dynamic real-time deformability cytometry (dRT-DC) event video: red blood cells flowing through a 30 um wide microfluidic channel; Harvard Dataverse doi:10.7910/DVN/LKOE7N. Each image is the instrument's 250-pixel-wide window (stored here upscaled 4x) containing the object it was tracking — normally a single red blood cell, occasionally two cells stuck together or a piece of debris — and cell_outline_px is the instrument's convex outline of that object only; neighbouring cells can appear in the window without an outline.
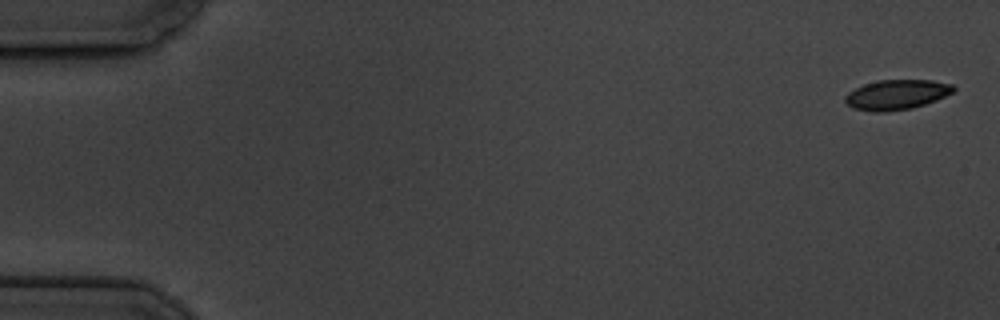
{"species": "common noctule bat (a hibernating species)", "species_latin": "Nyctalus noctula", "temperature_condition": "cold", "stored_images_in_passage": 5, "camera_frame_rate_fps": 3000, "um_per_image_px": 0.085, "animal": {"sex": "male", "body_mass_g": 19.5, "forearm_length_mm": 54.6}, "frame": {"image": 1, "passage_image": 1, "time_ms": 0.0, "image_size_px": [1000, 320], "cell_outline_px": [[956, 88], [952, 92], [936, 100], [912, 108], [888, 112], [872, 112], [852, 108], [844, 100], [844, 96], [848, 92], [864, 84], [880, 80], [932, 80], [952, 84]], "centroid_in_image_um": [76.19, 8.05], "position_along_channel_um": 8.8, "area_um2": 18.9}}
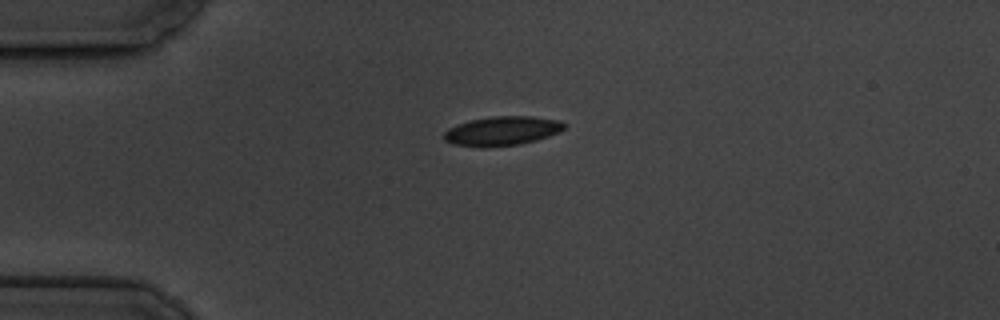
{"frame": {"image": 2, "passage_image": 4, "time_ms": 4.333, "image_size_px": [1000, 320], "cell_outline_px": [[564, 128], [548, 136], [536, 140], [520, 144], [488, 148], [480, 148], [452, 144], [444, 140], [444, 132], [448, 128], [472, 120], [496, 116], [532, 116], [560, 120], [564, 124]], "centroid_in_image_um": [42.64, 11.15], "position_along_channel_um": 42.4, "area_um2": 20.4}}